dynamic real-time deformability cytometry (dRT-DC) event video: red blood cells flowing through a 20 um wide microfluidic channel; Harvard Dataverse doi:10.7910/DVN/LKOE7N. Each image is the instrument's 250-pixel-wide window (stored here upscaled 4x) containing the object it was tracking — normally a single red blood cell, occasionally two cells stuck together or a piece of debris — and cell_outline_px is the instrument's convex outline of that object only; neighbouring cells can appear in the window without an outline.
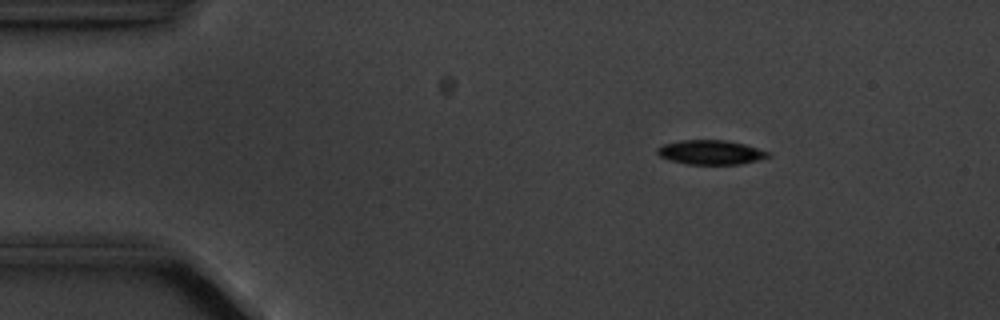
{"species": "common noctule bat (a hibernating species)", "species_latin": "Nyctalus noctula", "temperature_condition": "cold", "stored_images_in_passage": 4, "camera_frame_rate_fps": 3000, "um_per_image_px": 0.085, "animal": {"sex": "male", "body_mass_g": 20.1, "forearm_length_mm": 53.5}, "frame": {"image": 1, "passage_image": 2, "time_ms": 1.333, "image_size_px": [1000, 320], "cell_outline_px": [[772, 156], [740, 164], [688, 164], [668, 160], [660, 156], [656, 152], [656, 148], [664, 144], [680, 140], [728, 140], [744, 144], [768, 152]], "centroid_in_image_um": [60.37, 12.94], "position_along_channel_um": 24.6, "area_um2": 15.66}}